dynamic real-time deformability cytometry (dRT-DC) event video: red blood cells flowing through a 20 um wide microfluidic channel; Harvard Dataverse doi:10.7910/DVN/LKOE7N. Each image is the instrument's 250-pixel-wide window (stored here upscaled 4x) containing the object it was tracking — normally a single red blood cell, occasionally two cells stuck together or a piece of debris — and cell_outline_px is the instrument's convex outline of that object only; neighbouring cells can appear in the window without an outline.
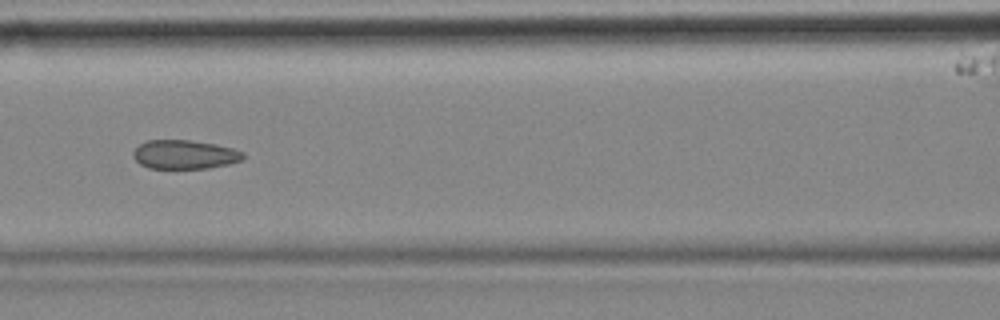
{"species": "common noctule bat (a hibernating species)", "species_latin": "Nyctalus noctula", "temperature_condition": "cold", "stored_images_in_passage": 9, "camera_frame_rate_fps": 3000, "um_per_image_px": 0.085, "animal": {"sex": "female", "body_mass_g": 18.4}, "frame": {"image": 1, "passage_image": 7, "time_ms": 2.0, "image_size_px": [1000, 320], "cell_outline_px": [[244, 160], [228, 164], [208, 168], [148, 168], [140, 164], [132, 156], [132, 152], [140, 144], [148, 140], [188, 140], [216, 144], [232, 148], [244, 152]], "centroid_in_image_um": [15.7, 13.13], "position_along_channel_um": 150.9, "area_um2": 18.55}}
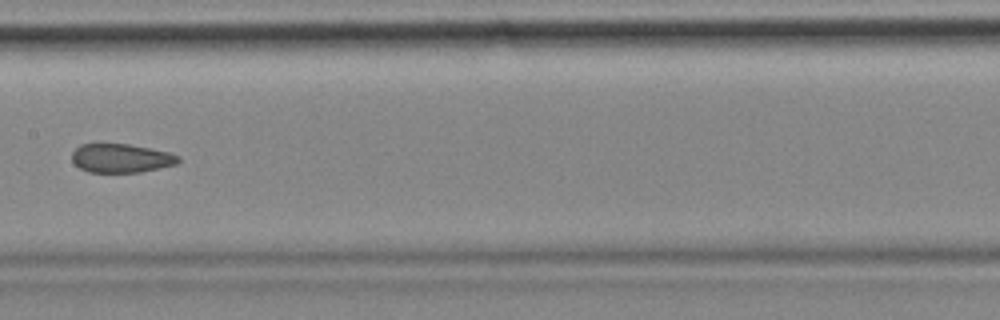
{"frame": {"image": 2, "passage_image": 8, "time_ms": 2.333, "image_size_px": [1000, 320], "cell_outline_px": [[180, 160], [176, 164], [140, 172], [88, 172], [80, 168], [72, 160], [72, 152], [80, 144], [128, 144], [168, 152], [180, 156]], "centroid_in_image_um": [10.28, 13.45], "position_along_channel_um": 197.1, "area_um2": 17.69}}